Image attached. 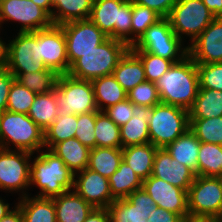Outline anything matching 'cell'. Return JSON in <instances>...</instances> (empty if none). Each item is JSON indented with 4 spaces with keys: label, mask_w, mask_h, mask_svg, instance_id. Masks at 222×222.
Instances as JSON below:
<instances>
[{
    "label": "cell",
    "mask_w": 222,
    "mask_h": 222,
    "mask_svg": "<svg viewBox=\"0 0 222 222\" xmlns=\"http://www.w3.org/2000/svg\"><path fill=\"white\" fill-rule=\"evenodd\" d=\"M88 19L108 37L131 47L132 0H93Z\"/></svg>",
    "instance_id": "5b68a950"
},
{
    "label": "cell",
    "mask_w": 222,
    "mask_h": 222,
    "mask_svg": "<svg viewBox=\"0 0 222 222\" xmlns=\"http://www.w3.org/2000/svg\"><path fill=\"white\" fill-rule=\"evenodd\" d=\"M135 4L152 9L162 18H167L178 0H132Z\"/></svg>",
    "instance_id": "7dc6e473"
},
{
    "label": "cell",
    "mask_w": 222,
    "mask_h": 222,
    "mask_svg": "<svg viewBox=\"0 0 222 222\" xmlns=\"http://www.w3.org/2000/svg\"><path fill=\"white\" fill-rule=\"evenodd\" d=\"M127 98L134 105L152 108L160 103L157 87L154 82L145 81L127 92Z\"/></svg>",
    "instance_id": "b9f144b4"
},
{
    "label": "cell",
    "mask_w": 222,
    "mask_h": 222,
    "mask_svg": "<svg viewBox=\"0 0 222 222\" xmlns=\"http://www.w3.org/2000/svg\"><path fill=\"white\" fill-rule=\"evenodd\" d=\"M199 89L222 91V62L197 64Z\"/></svg>",
    "instance_id": "7bdbcfd3"
},
{
    "label": "cell",
    "mask_w": 222,
    "mask_h": 222,
    "mask_svg": "<svg viewBox=\"0 0 222 222\" xmlns=\"http://www.w3.org/2000/svg\"><path fill=\"white\" fill-rule=\"evenodd\" d=\"M130 47L123 41L108 37L95 49L82 54L69 68L68 75L92 81L112 75L120 58Z\"/></svg>",
    "instance_id": "3957f363"
},
{
    "label": "cell",
    "mask_w": 222,
    "mask_h": 222,
    "mask_svg": "<svg viewBox=\"0 0 222 222\" xmlns=\"http://www.w3.org/2000/svg\"><path fill=\"white\" fill-rule=\"evenodd\" d=\"M199 148L200 141L190 128L165 147L174 160L190 168L196 176Z\"/></svg>",
    "instance_id": "484cf974"
},
{
    "label": "cell",
    "mask_w": 222,
    "mask_h": 222,
    "mask_svg": "<svg viewBox=\"0 0 222 222\" xmlns=\"http://www.w3.org/2000/svg\"><path fill=\"white\" fill-rule=\"evenodd\" d=\"M197 176L222 177V145L200 142Z\"/></svg>",
    "instance_id": "836d02e7"
},
{
    "label": "cell",
    "mask_w": 222,
    "mask_h": 222,
    "mask_svg": "<svg viewBox=\"0 0 222 222\" xmlns=\"http://www.w3.org/2000/svg\"><path fill=\"white\" fill-rule=\"evenodd\" d=\"M17 34L15 39L6 44L4 67L14 77L24 72L52 70L46 67L40 56L37 31Z\"/></svg>",
    "instance_id": "30bf717a"
},
{
    "label": "cell",
    "mask_w": 222,
    "mask_h": 222,
    "mask_svg": "<svg viewBox=\"0 0 222 222\" xmlns=\"http://www.w3.org/2000/svg\"><path fill=\"white\" fill-rule=\"evenodd\" d=\"M23 222H57L53 198L29 197L18 200Z\"/></svg>",
    "instance_id": "f1b7e54d"
},
{
    "label": "cell",
    "mask_w": 222,
    "mask_h": 222,
    "mask_svg": "<svg viewBox=\"0 0 222 222\" xmlns=\"http://www.w3.org/2000/svg\"><path fill=\"white\" fill-rule=\"evenodd\" d=\"M96 147L122 148L120 127L104 111H96Z\"/></svg>",
    "instance_id": "d590c367"
},
{
    "label": "cell",
    "mask_w": 222,
    "mask_h": 222,
    "mask_svg": "<svg viewBox=\"0 0 222 222\" xmlns=\"http://www.w3.org/2000/svg\"><path fill=\"white\" fill-rule=\"evenodd\" d=\"M77 173L73 190L94 208H108L114 201L108 178L88 168Z\"/></svg>",
    "instance_id": "d6986e66"
},
{
    "label": "cell",
    "mask_w": 222,
    "mask_h": 222,
    "mask_svg": "<svg viewBox=\"0 0 222 222\" xmlns=\"http://www.w3.org/2000/svg\"><path fill=\"white\" fill-rule=\"evenodd\" d=\"M215 222H222V215L215 217Z\"/></svg>",
    "instance_id": "6f0895ef"
},
{
    "label": "cell",
    "mask_w": 222,
    "mask_h": 222,
    "mask_svg": "<svg viewBox=\"0 0 222 222\" xmlns=\"http://www.w3.org/2000/svg\"><path fill=\"white\" fill-rule=\"evenodd\" d=\"M34 4L44 9L50 16L52 15L53 0H31Z\"/></svg>",
    "instance_id": "f5cc1de1"
},
{
    "label": "cell",
    "mask_w": 222,
    "mask_h": 222,
    "mask_svg": "<svg viewBox=\"0 0 222 222\" xmlns=\"http://www.w3.org/2000/svg\"><path fill=\"white\" fill-rule=\"evenodd\" d=\"M182 42L172 30L169 20L161 18L148 27L130 49L133 52L151 53L177 63L188 55V46L182 47Z\"/></svg>",
    "instance_id": "52a82bcc"
},
{
    "label": "cell",
    "mask_w": 222,
    "mask_h": 222,
    "mask_svg": "<svg viewBox=\"0 0 222 222\" xmlns=\"http://www.w3.org/2000/svg\"><path fill=\"white\" fill-rule=\"evenodd\" d=\"M21 23L19 32H34L50 27V15L31 0H0V27L4 21Z\"/></svg>",
    "instance_id": "5bb4252c"
},
{
    "label": "cell",
    "mask_w": 222,
    "mask_h": 222,
    "mask_svg": "<svg viewBox=\"0 0 222 222\" xmlns=\"http://www.w3.org/2000/svg\"><path fill=\"white\" fill-rule=\"evenodd\" d=\"M57 222H84L94 207L74 190L53 197Z\"/></svg>",
    "instance_id": "7402d4cb"
},
{
    "label": "cell",
    "mask_w": 222,
    "mask_h": 222,
    "mask_svg": "<svg viewBox=\"0 0 222 222\" xmlns=\"http://www.w3.org/2000/svg\"><path fill=\"white\" fill-rule=\"evenodd\" d=\"M155 86L160 102L190 110L199 91L197 64L187 55L173 63L157 81Z\"/></svg>",
    "instance_id": "6da1fadb"
},
{
    "label": "cell",
    "mask_w": 222,
    "mask_h": 222,
    "mask_svg": "<svg viewBox=\"0 0 222 222\" xmlns=\"http://www.w3.org/2000/svg\"><path fill=\"white\" fill-rule=\"evenodd\" d=\"M156 208L154 200L142 187L127 198L114 200L107 209L110 222H147Z\"/></svg>",
    "instance_id": "2e32d148"
},
{
    "label": "cell",
    "mask_w": 222,
    "mask_h": 222,
    "mask_svg": "<svg viewBox=\"0 0 222 222\" xmlns=\"http://www.w3.org/2000/svg\"><path fill=\"white\" fill-rule=\"evenodd\" d=\"M202 2L216 17H222V0H202Z\"/></svg>",
    "instance_id": "f907efd6"
},
{
    "label": "cell",
    "mask_w": 222,
    "mask_h": 222,
    "mask_svg": "<svg viewBox=\"0 0 222 222\" xmlns=\"http://www.w3.org/2000/svg\"><path fill=\"white\" fill-rule=\"evenodd\" d=\"M215 18L202 0H178L167 17L177 37L187 35L191 43Z\"/></svg>",
    "instance_id": "9c48e42d"
},
{
    "label": "cell",
    "mask_w": 222,
    "mask_h": 222,
    "mask_svg": "<svg viewBox=\"0 0 222 222\" xmlns=\"http://www.w3.org/2000/svg\"><path fill=\"white\" fill-rule=\"evenodd\" d=\"M58 77L55 70H44L20 73L15 80L36 94H45L54 90Z\"/></svg>",
    "instance_id": "8d00e7d4"
},
{
    "label": "cell",
    "mask_w": 222,
    "mask_h": 222,
    "mask_svg": "<svg viewBox=\"0 0 222 222\" xmlns=\"http://www.w3.org/2000/svg\"><path fill=\"white\" fill-rule=\"evenodd\" d=\"M104 112L111 120L121 127L133 117V103L126 98L124 101L108 107Z\"/></svg>",
    "instance_id": "f6af8a7d"
},
{
    "label": "cell",
    "mask_w": 222,
    "mask_h": 222,
    "mask_svg": "<svg viewBox=\"0 0 222 222\" xmlns=\"http://www.w3.org/2000/svg\"><path fill=\"white\" fill-rule=\"evenodd\" d=\"M5 50L6 43L0 37V68L4 67L5 65Z\"/></svg>",
    "instance_id": "9f6ffc18"
},
{
    "label": "cell",
    "mask_w": 222,
    "mask_h": 222,
    "mask_svg": "<svg viewBox=\"0 0 222 222\" xmlns=\"http://www.w3.org/2000/svg\"><path fill=\"white\" fill-rule=\"evenodd\" d=\"M152 176L180 187L187 192L196 177L190 168L174 160L165 148L157 149Z\"/></svg>",
    "instance_id": "ffe728a7"
},
{
    "label": "cell",
    "mask_w": 222,
    "mask_h": 222,
    "mask_svg": "<svg viewBox=\"0 0 222 222\" xmlns=\"http://www.w3.org/2000/svg\"><path fill=\"white\" fill-rule=\"evenodd\" d=\"M133 117L120 127L122 148L150 143L148 120L151 108L133 104Z\"/></svg>",
    "instance_id": "44dd1931"
},
{
    "label": "cell",
    "mask_w": 222,
    "mask_h": 222,
    "mask_svg": "<svg viewBox=\"0 0 222 222\" xmlns=\"http://www.w3.org/2000/svg\"><path fill=\"white\" fill-rule=\"evenodd\" d=\"M112 75L126 92L146 81L143 63L130 48L120 58Z\"/></svg>",
    "instance_id": "603a6c76"
},
{
    "label": "cell",
    "mask_w": 222,
    "mask_h": 222,
    "mask_svg": "<svg viewBox=\"0 0 222 222\" xmlns=\"http://www.w3.org/2000/svg\"><path fill=\"white\" fill-rule=\"evenodd\" d=\"M37 43L40 56L47 68L55 70L59 75L67 74L70 68L65 34L61 25L52 24L50 27L37 31Z\"/></svg>",
    "instance_id": "9a60e30c"
},
{
    "label": "cell",
    "mask_w": 222,
    "mask_h": 222,
    "mask_svg": "<svg viewBox=\"0 0 222 222\" xmlns=\"http://www.w3.org/2000/svg\"><path fill=\"white\" fill-rule=\"evenodd\" d=\"M108 180L114 200L127 198L135 190L142 188L143 183V180L123 160Z\"/></svg>",
    "instance_id": "f546056e"
},
{
    "label": "cell",
    "mask_w": 222,
    "mask_h": 222,
    "mask_svg": "<svg viewBox=\"0 0 222 222\" xmlns=\"http://www.w3.org/2000/svg\"><path fill=\"white\" fill-rule=\"evenodd\" d=\"M42 130L47 129L59 115L53 91L37 94L27 114Z\"/></svg>",
    "instance_id": "d6a6232c"
},
{
    "label": "cell",
    "mask_w": 222,
    "mask_h": 222,
    "mask_svg": "<svg viewBox=\"0 0 222 222\" xmlns=\"http://www.w3.org/2000/svg\"><path fill=\"white\" fill-rule=\"evenodd\" d=\"M183 219L176 213L157 207L147 219V222H182Z\"/></svg>",
    "instance_id": "c3c4849f"
},
{
    "label": "cell",
    "mask_w": 222,
    "mask_h": 222,
    "mask_svg": "<svg viewBox=\"0 0 222 222\" xmlns=\"http://www.w3.org/2000/svg\"><path fill=\"white\" fill-rule=\"evenodd\" d=\"M1 198V197H0ZM10 204L5 203L3 199H0V220L6 216L12 209H10Z\"/></svg>",
    "instance_id": "11a10c76"
},
{
    "label": "cell",
    "mask_w": 222,
    "mask_h": 222,
    "mask_svg": "<svg viewBox=\"0 0 222 222\" xmlns=\"http://www.w3.org/2000/svg\"><path fill=\"white\" fill-rule=\"evenodd\" d=\"M189 126L188 110L160 102L151 108L148 120L150 143L165 148L183 135Z\"/></svg>",
    "instance_id": "8992f818"
},
{
    "label": "cell",
    "mask_w": 222,
    "mask_h": 222,
    "mask_svg": "<svg viewBox=\"0 0 222 222\" xmlns=\"http://www.w3.org/2000/svg\"><path fill=\"white\" fill-rule=\"evenodd\" d=\"M161 18L162 17L152 9L135 4L132 1L131 46L140 39L148 27L155 24Z\"/></svg>",
    "instance_id": "f35d334b"
},
{
    "label": "cell",
    "mask_w": 222,
    "mask_h": 222,
    "mask_svg": "<svg viewBox=\"0 0 222 222\" xmlns=\"http://www.w3.org/2000/svg\"><path fill=\"white\" fill-rule=\"evenodd\" d=\"M76 125L77 115L59 113L55 121L44 130L45 148L50 150L56 143L73 138Z\"/></svg>",
    "instance_id": "e575fe53"
},
{
    "label": "cell",
    "mask_w": 222,
    "mask_h": 222,
    "mask_svg": "<svg viewBox=\"0 0 222 222\" xmlns=\"http://www.w3.org/2000/svg\"><path fill=\"white\" fill-rule=\"evenodd\" d=\"M91 82L94 88L98 111H104L108 107L122 102L127 98V92L116 81L113 75L95 78Z\"/></svg>",
    "instance_id": "4316f807"
},
{
    "label": "cell",
    "mask_w": 222,
    "mask_h": 222,
    "mask_svg": "<svg viewBox=\"0 0 222 222\" xmlns=\"http://www.w3.org/2000/svg\"><path fill=\"white\" fill-rule=\"evenodd\" d=\"M33 154L26 151L0 148V189L20 192V198L28 194L24 189L30 187V159Z\"/></svg>",
    "instance_id": "7c38bea8"
},
{
    "label": "cell",
    "mask_w": 222,
    "mask_h": 222,
    "mask_svg": "<svg viewBox=\"0 0 222 222\" xmlns=\"http://www.w3.org/2000/svg\"><path fill=\"white\" fill-rule=\"evenodd\" d=\"M182 222H215V217L187 216Z\"/></svg>",
    "instance_id": "db71d44e"
},
{
    "label": "cell",
    "mask_w": 222,
    "mask_h": 222,
    "mask_svg": "<svg viewBox=\"0 0 222 222\" xmlns=\"http://www.w3.org/2000/svg\"><path fill=\"white\" fill-rule=\"evenodd\" d=\"M14 80L15 77L9 70L0 68V115L7 110L9 90Z\"/></svg>",
    "instance_id": "bcb514c9"
},
{
    "label": "cell",
    "mask_w": 222,
    "mask_h": 222,
    "mask_svg": "<svg viewBox=\"0 0 222 222\" xmlns=\"http://www.w3.org/2000/svg\"><path fill=\"white\" fill-rule=\"evenodd\" d=\"M93 0H53L51 20L61 25L74 20H87Z\"/></svg>",
    "instance_id": "83f0119b"
},
{
    "label": "cell",
    "mask_w": 222,
    "mask_h": 222,
    "mask_svg": "<svg viewBox=\"0 0 222 222\" xmlns=\"http://www.w3.org/2000/svg\"><path fill=\"white\" fill-rule=\"evenodd\" d=\"M50 151L74 173L88 168L90 149L75 137L56 143Z\"/></svg>",
    "instance_id": "d4e9b609"
},
{
    "label": "cell",
    "mask_w": 222,
    "mask_h": 222,
    "mask_svg": "<svg viewBox=\"0 0 222 222\" xmlns=\"http://www.w3.org/2000/svg\"><path fill=\"white\" fill-rule=\"evenodd\" d=\"M96 111L77 115L75 138L89 149L96 147L95 136Z\"/></svg>",
    "instance_id": "ee69618b"
},
{
    "label": "cell",
    "mask_w": 222,
    "mask_h": 222,
    "mask_svg": "<svg viewBox=\"0 0 222 222\" xmlns=\"http://www.w3.org/2000/svg\"><path fill=\"white\" fill-rule=\"evenodd\" d=\"M142 187L157 207L174 212L183 220L189 216L187 191L152 175L143 180Z\"/></svg>",
    "instance_id": "e0dca14e"
},
{
    "label": "cell",
    "mask_w": 222,
    "mask_h": 222,
    "mask_svg": "<svg viewBox=\"0 0 222 222\" xmlns=\"http://www.w3.org/2000/svg\"><path fill=\"white\" fill-rule=\"evenodd\" d=\"M0 222H23V215L20 208L15 205L14 209L4 216Z\"/></svg>",
    "instance_id": "816d5d0a"
},
{
    "label": "cell",
    "mask_w": 222,
    "mask_h": 222,
    "mask_svg": "<svg viewBox=\"0 0 222 222\" xmlns=\"http://www.w3.org/2000/svg\"><path fill=\"white\" fill-rule=\"evenodd\" d=\"M26 151L34 154L44 150V130L28 115L4 111L0 115V148Z\"/></svg>",
    "instance_id": "277c9868"
},
{
    "label": "cell",
    "mask_w": 222,
    "mask_h": 222,
    "mask_svg": "<svg viewBox=\"0 0 222 222\" xmlns=\"http://www.w3.org/2000/svg\"><path fill=\"white\" fill-rule=\"evenodd\" d=\"M189 216L222 215L221 177L196 176L187 192Z\"/></svg>",
    "instance_id": "8fae6325"
},
{
    "label": "cell",
    "mask_w": 222,
    "mask_h": 222,
    "mask_svg": "<svg viewBox=\"0 0 222 222\" xmlns=\"http://www.w3.org/2000/svg\"><path fill=\"white\" fill-rule=\"evenodd\" d=\"M53 93L59 113L81 115L98 111L94 88L89 80L60 74Z\"/></svg>",
    "instance_id": "ba28073f"
},
{
    "label": "cell",
    "mask_w": 222,
    "mask_h": 222,
    "mask_svg": "<svg viewBox=\"0 0 222 222\" xmlns=\"http://www.w3.org/2000/svg\"><path fill=\"white\" fill-rule=\"evenodd\" d=\"M36 93L14 80L8 95L7 111L28 114Z\"/></svg>",
    "instance_id": "ab89813d"
},
{
    "label": "cell",
    "mask_w": 222,
    "mask_h": 222,
    "mask_svg": "<svg viewBox=\"0 0 222 222\" xmlns=\"http://www.w3.org/2000/svg\"><path fill=\"white\" fill-rule=\"evenodd\" d=\"M84 222H110L107 208H94Z\"/></svg>",
    "instance_id": "681fc988"
},
{
    "label": "cell",
    "mask_w": 222,
    "mask_h": 222,
    "mask_svg": "<svg viewBox=\"0 0 222 222\" xmlns=\"http://www.w3.org/2000/svg\"><path fill=\"white\" fill-rule=\"evenodd\" d=\"M222 116V91L199 89L193 106L189 110V118H213Z\"/></svg>",
    "instance_id": "1f68e13d"
},
{
    "label": "cell",
    "mask_w": 222,
    "mask_h": 222,
    "mask_svg": "<svg viewBox=\"0 0 222 222\" xmlns=\"http://www.w3.org/2000/svg\"><path fill=\"white\" fill-rule=\"evenodd\" d=\"M122 162V148L95 147L90 149L88 169L109 178Z\"/></svg>",
    "instance_id": "4dcf8cb0"
},
{
    "label": "cell",
    "mask_w": 222,
    "mask_h": 222,
    "mask_svg": "<svg viewBox=\"0 0 222 222\" xmlns=\"http://www.w3.org/2000/svg\"><path fill=\"white\" fill-rule=\"evenodd\" d=\"M65 34L66 49L69 65L71 66L82 54L87 53L101 43L108 36L101 29L87 20H74L61 24Z\"/></svg>",
    "instance_id": "4fadbf2b"
},
{
    "label": "cell",
    "mask_w": 222,
    "mask_h": 222,
    "mask_svg": "<svg viewBox=\"0 0 222 222\" xmlns=\"http://www.w3.org/2000/svg\"><path fill=\"white\" fill-rule=\"evenodd\" d=\"M190 130L200 142L222 145V116L189 118Z\"/></svg>",
    "instance_id": "74e56055"
},
{
    "label": "cell",
    "mask_w": 222,
    "mask_h": 222,
    "mask_svg": "<svg viewBox=\"0 0 222 222\" xmlns=\"http://www.w3.org/2000/svg\"><path fill=\"white\" fill-rule=\"evenodd\" d=\"M188 55L196 64L222 62V17H216L204 31L188 45Z\"/></svg>",
    "instance_id": "ac0fdd59"
},
{
    "label": "cell",
    "mask_w": 222,
    "mask_h": 222,
    "mask_svg": "<svg viewBox=\"0 0 222 222\" xmlns=\"http://www.w3.org/2000/svg\"><path fill=\"white\" fill-rule=\"evenodd\" d=\"M157 147L151 143L122 148V160L142 179L152 175Z\"/></svg>",
    "instance_id": "cb8c5ba5"
},
{
    "label": "cell",
    "mask_w": 222,
    "mask_h": 222,
    "mask_svg": "<svg viewBox=\"0 0 222 222\" xmlns=\"http://www.w3.org/2000/svg\"><path fill=\"white\" fill-rule=\"evenodd\" d=\"M142 61L146 81H157L165 72L169 70L173 62L166 58L153 55L147 52H134Z\"/></svg>",
    "instance_id": "60d3db41"
},
{
    "label": "cell",
    "mask_w": 222,
    "mask_h": 222,
    "mask_svg": "<svg viewBox=\"0 0 222 222\" xmlns=\"http://www.w3.org/2000/svg\"><path fill=\"white\" fill-rule=\"evenodd\" d=\"M39 154L30 166L29 185H35L40 189L36 196L53 198L73 190L75 173L64 161L48 149L40 150Z\"/></svg>",
    "instance_id": "7a4b0ae2"
}]
</instances>
